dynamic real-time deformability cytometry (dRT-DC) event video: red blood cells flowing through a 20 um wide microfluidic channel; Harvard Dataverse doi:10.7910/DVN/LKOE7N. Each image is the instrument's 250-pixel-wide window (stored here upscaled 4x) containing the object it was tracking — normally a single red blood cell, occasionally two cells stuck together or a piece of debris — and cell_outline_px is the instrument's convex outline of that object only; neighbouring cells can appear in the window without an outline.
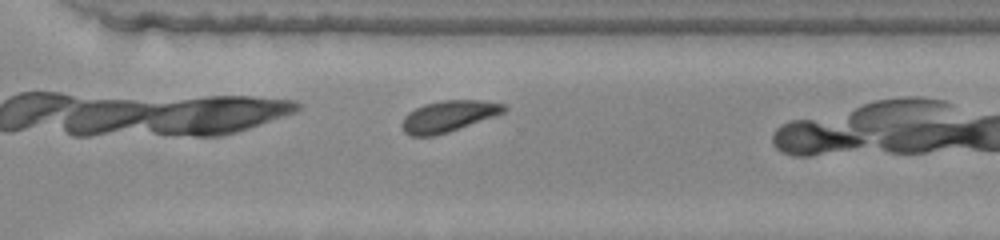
{"species": "common noctule bat (a hibernating species)", "species_latin": "Nyctalus noctula", "temperature_condition": "warm", "stored_images_in_passage": 31, "camera_frame_rate_fps": 3000, "um_per_image_px": 0.085, "animal": {"sex": "female", "body_mass_g": 22.0, "forearm_length_mm": 56.7}, "frame": {"image": 1, "passage_image": 27, "time_ms": 8.667, "image_size_px": [1000, 240], "cell_outline_px": [[508, 108], [504, 112], [448, 132], [432, 136], [412, 136], [404, 132], [400, 128], [400, 124], [404, 116], [408, 112], [424, 104], [440, 100], [480, 100], [504, 104]], "centroid_in_image_um": [38.06, 9.87], "position_along_channel_um": 332.5, "area_um2": 18.5}}